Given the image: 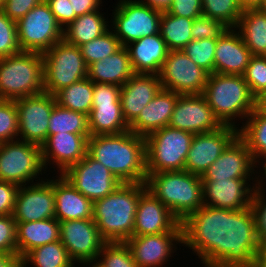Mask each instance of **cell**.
<instances>
[{"label":"cell","instance_id":"cell-1","mask_svg":"<svg viewBox=\"0 0 266 267\" xmlns=\"http://www.w3.org/2000/svg\"><path fill=\"white\" fill-rule=\"evenodd\" d=\"M183 247L203 267H254L259 247L251 207L242 210L203 205L182 222Z\"/></svg>","mask_w":266,"mask_h":267},{"label":"cell","instance_id":"cell-2","mask_svg":"<svg viewBox=\"0 0 266 267\" xmlns=\"http://www.w3.org/2000/svg\"><path fill=\"white\" fill-rule=\"evenodd\" d=\"M87 154L102 163L122 183H145V137L130 130L121 134L90 136Z\"/></svg>","mask_w":266,"mask_h":267},{"label":"cell","instance_id":"cell-3","mask_svg":"<svg viewBox=\"0 0 266 267\" xmlns=\"http://www.w3.org/2000/svg\"><path fill=\"white\" fill-rule=\"evenodd\" d=\"M145 183H121L112 193L93 202V220L106 242H125L133 236L135 215Z\"/></svg>","mask_w":266,"mask_h":267},{"label":"cell","instance_id":"cell-4","mask_svg":"<svg viewBox=\"0 0 266 267\" xmlns=\"http://www.w3.org/2000/svg\"><path fill=\"white\" fill-rule=\"evenodd\" d=\"M203 95L222 126L238 129L237 120H242L243 124L256 109L257 99L251 94L243 75L209 74Z\"/></svg>","mask_w":266,"mask_h":267},{"label":"cell","instance_id":"cell-5","mask_svg":"<svg viewBox=\"0 0 266 267\" xmlns=\"http://www.w3.org/2000/svg\"><path fill=\"white\" fill-rule=\"evenodd\" d=\"M145 184L181 223L204 205L201 177L185 170L147 174Z\"/></svg>","mask_w":266,"mask_h":267},{"label":"cell","instance_id":"cell-6","mask_svg":"<svg viewBox=\"0 0 266 267\" xmlns=\"http://www.w3.org/2000/svg\"><path fill=\"white\" fill-rule=\"evenodd\" d=\"M42 53L20 51L0 58V99L16 100L44 93Z\"/></svg>","mask_w":266,"mask_h":267},{"label":"cell","instance_id":"cell-7","mask_svg":"<svg viewBox=\"0 0 266 267\" xmlns=\"http://www.w3.org/2000/svg\"><path fill=\"white\" fill-rule=\"evenodd\" d=\"M193 133L165 126L145 137L146 173L182 171Z\"/></svg>","mask_w":266,"mask_h":267},{"label":"cell","instance_id":"cell-8","mask_svg":"<svg viewBox=\"0 0 266 267\" xmlns=\"http://www.w3.org/2000/svg\"><path fill=\"white\" fill-rule=\"evenodd\" d=\"M45 171L40 145L19 139L0 143V180L20 187L43 181Z\"/></svg>","mask_w":266,"mask_h":267},{"label":"cell","instance_id":"cell-9","mask_svg":"<svg viewBox=\"0 0 266 267\" xmlns=\"http://www.w3.org/2000/svg\"><path fill=\"white\" fill-rule=\"evenodd\" d=\"M44 92L55 95L62 88L87 77V65L78 46L64 40L42 53Z\"/></svg>","mask_w":266,"mask_h":267},{"label":"cell","instance_id":"cell-10","mask_svg":"<svg viewBox=\"0 0 266 267\" xmlns=\"http://www.w3.org/2000/svg\"><path fill=\"white\" fill-rule=\"evenodd\" d=\"M112 11L110 28L121 46L125 47L133 41L159 33L160 10L137 0H118Z\"/></svg>","mask_w":266,"mask_h":267},{"label":"cell","instance_id":"cell-11","mask_svg":"<svg viewBox=\"0 0 266 267\" xmlns=\"http://www.w3.org/2000/svg\"><path fill=\"white\" fill-rule=\"evenodd\" d=\"M16 24L21 51L44 53L63 40V28L45 0L20 18Z\"/></svg>","mask_w":266,"mask_h":267},{"label":"cell","instance_id":"cell-12","mask_svg":"<svg viewBox=\"0 0 266 267\" xmlns=\"http://www.w3.org/2000/svg\"><path fill=\"white\" fill-rule=\"evenodd\" d=\"M121 87L94 83L92 109L88 115L91 136L121 134L129 130L120 103Z\"/></svg>","mask_w":266,"mask_h":267},{"label":"cell","instance_id":"cell-13","mask_svg":"<svg viewBox=\"0 0 266 267\" xmlns=\"http://www.w3.org/2000/svg\"><path fill=\"white\" fill-rule=\"evenodd\" d=\"M208 76L183 50L169 51L159 73L161 87L179 95L203 94Z\"/></svg>","mask_w":266,"mask_h":267},{"label":"cell","instance_id":"cell-14","mask_svg":"<svg viewBox=\"0 0 266 267\" xmlns=\"http://www.w3.org/2000/svg\"><path fill=\"white\" fill-rule=\"evenodd\" d=\"M137 267H164L170 257L183 245V228L180 222L172 231L161 234L132 236L125 241Z\"/></svg>","mask_w":266,"mask_h":267},{"label":"cell","instance_id":"cell-15","mask_svg":"<svg viewBox=\"0 0 266 267\" xmlns=\"http://www.w3.org/2000/svg\"><path fill=\"white\" fill-rule=\"evenodd\" d=\"M61 175L92 202L109 195L122 183L108 168L88 154Z\"/></svg>","mask_w":266,"mask_h":267},{"label":"cell","instance_id":"cell-16","mask_svg":"<svg viewBox=\"0 0 266 267\" xmlns=\"http://www.w3.org/2000/svg\"><path fill=\"white\" fill-rule=\"evenodd\" d=\"M18 111L19 140L42 145L48 137L50 114L56 104L54 95L41 93L15 100Z\"/></svg>","mask_w":266,"mask_h":267},{"label":"cell","instance_id":"cell-17","mask_svg":"<svg viewBox=\"0 0 266 267\" xmlns=\"http://www.w3.org/2000/svg\"><path fill=\"white\" fill-rule=\"evenodd\" d=\"M59 224L60 241L77 267L86 261H97L106 241L93 219L68 220Z\"/></svg>","mask_w":266,"mask_h":267},{"label":"cell","instance_id":"cell-18","mask_svg":"<svg viewBox=\"0 0 266 267\" xmlns=\"http://www.w3.org/2000/svg\"><path fill=\"white\" fill-rule=\"evenodd\" d=\"M257 185L258 179L202 180L204 205L230 210L249 208Z\"/></svg>","mask_w":266,"mask_h":267},{"label":"cell","instance_id":"cell-19","mask_svg":"<svg viewBox=\"0 0 266 267\" xmlns=\"http://www.w3.org/2000/svg\"><path fill=\"white\" fill-rule=\"evenodd\" d=\"M238 136V129L222 126L218 130L195 134L192 139L184 170L200 177Z\"/></svg>","mask_w":266,"mask_h":267},{"label":"cell","instance_id":"cell-20","mask_svg":"<svg viewBox=\"0 0 266 267\" xmlns=\"http://www.w3.org/2000/svg\"><path fill=\"white\" fill-rule=\"evenodd\" d=\"M13 218L16 222H32L55 218L52 177L18 188Z\"/></svg>","mask_w":266,"mask_h":267},{"label":"cell","instance_id":"cell-21","mask_svg":"<svg viewBox=\"0 0 266 267\" xmlns=\"http://www.w3.org/2000/svg\"><path fill=\"white\" fill-rule=\"evenodd\" d=\"M169 126L193 134L207 133L222 127L203 94L180 95Z\"/></svg>","mask_w":266,"mask_h":267},{"label":"cell","instance_id":"cell-22","mask_svg":"<svg viewBox=\"0 0 266 267\" xmlns=\"http://www.w3.org/2000/svg\"><path fill=\"white\" fill-rule=\"evenodd\" d=\"M256 169L258 167L247 148V144L237 136L208 167L201 179H258Z\"/></svg>","mask_w":266,"mask_h":267},{"label":"cell","instance_id":"cell-23","mask_svg":"<svg viewBox=\"0 0 266 267\" xmlns=\"http://www.w3.org/2000/svg\"><path fill=\"white\" fill-rule=\"evenodd\" d=\"M90 134L57 133L47 137L41 145L42 160L46 172L51 164L57 174H63L70 166L78 163L87 154ZM47 168V169H46Z\"/></svg>","mask_w":266,"mask_h":267},{"label":"cell","instance_id":"cell-24","mask_svg":"<svg viewBox=\"0 0 266 267\" xmlns=\"http://www.w3.org/2000/svg\"><path fill=\"white\" fill-rule=\"evenodd\" d=\"M180 221L172 212L147 189L141 194L133 236L161 234L172 231Z\"/></svg>","mask_w":266,"mask_h":267},{"label":"cell","instance_id":"cell-25","mask_svg":"<svg viewBox=\"0 0 266 267\" xmlns=\"http://www.w3.org/2000/svg\"><path fill=\"white\" fill-rule=\"evenodd\" d=\"M162 89L159 75L134 74L121 86L120 103L124 120L130 125Z\"/></svg>","mask_w":266,"mask_h":267},{"label":"cell","instance_id":"cell-26","mask_svg":"<svg viewBox=\"0 0 266 267\" xmlns=\"http://www.w3.org/2000/svg\"><path fill=\"white\" fill-rule=\"evenodd\" d=\"M251 57L240 33L235 28H228L217 39L214 73L243 75Z\"/></svg>","mask_w":266,"mask_h":267},{"label":"cell","instance_id":"cell-27","mask_svg":"<svg viewBox=\"0 0 266 267\" xmlns=\"http://www.w3.org/2000/svg\"><path fill=\"white\" fill-rule=\"evenodd\" d=\"M55 218L59 221L92 219L93 202L76 190L62 175L52 177Z\"/></svg>","mask_w":266,"mask_h":267},{"label":"cell","instance_id":"cell-28","mask_svg":"<svg viewBox=\"0 0 266 267\" xmlns=\"http://www.w3.org/2000/svg\"><path fill=\"white\" fill-rule=\"evenodd\" d=\"M179 96L173 91L162 88L129 125V130L136 135L146 137L156 130L169 126Z\"/></svg>","mask_w":266,"mask_h":267},{"label":"cell","instance_id":"cell-29","mask_svg":"<svg viewBox=\"0 0 266 267\" xmlns=\"http://www.w3.org/2000/svg\"><path fill=\"white\" fill-rule=\"evenodd\" d=\"M125 47L134 74L159 75L169 52L160 33L143 37Z\"/></svg>","mask_w":266,"mask_h":267},{"label":"cell","instance_id":"cell-30","mask_svg":"<svg viewBox=\"0 0 266 267\" xmlns=\"http://www.w3.org/2000/svg\"><path fill=\"white\" fill-rule=\"evenodd\" d=\"M16 223L17 255L21 259L37 247L60 240V224L56 218Z\"/></svg>","mask_w":266,"mask_h":267},{"label":"cell","instance_id":"cell-31","mask_svg":"<svg viewBox=\"0 0 266 267\" xmlns=\"http://www.w3.org/2000/svg\"><path fill=\"white\" fill-rule=\"evenodd\" d=\"M133 75L129 53L124 46L101 61L90 64L87 68V77L93 83H107L121 87Z\"/></svg>","mask_w":266,"mask_h":267},{"label":"cell","instance_id":"cell-32","mask_svg":"<svg viewBox=\"0 0 266 267\" xmlns=\"http://www.w3.org/2000/svg\"><path fill=\"white\" fill-rule=\"evenodd\" d=\"M100 10L77 16L74 21L63 28V40L79 47L104 34L110 28V24L108 15L107 18L104 17Z\"/></svg>","mask_w":266,"mask_h":267},{"label":"cell","instance_id":"cell-33","mask_svg":"<svg viewBox=\"0 0 266 267\" xmlns=\"http://www.w3.org/2000/svg\"><path fill=\"white\" fill-rule=\"evenodd\" d=\"M235 29L252 56H266V14L258 8L244 9Z\"/></svg>","mask_w":266,"mask_h":267},{"label":"cell","instance_id":"cell-34","mask_svg":"<svg viewBox=\"0 0 266 267\" xmlns=\"http://www.w3.org/2000/svg\"><path fill=\"white\" fill-rule=\"evenodd\" d=\"M238 128V136L247 144L252 158L259 166L266 160V115L257 107Z\"/></svg>","mask_w":266,"mask_h":267},{"label":"cell","instance_id":"cell-35","mask_svg":"<svg viewBox=\"0 0 266 267\" xmlns=\"http://www.w3.org/2000/svg\"><path fill=\"white\" fill-rule=\"evenodd\" d=\"M31 263V264H30ZM76 267L60 240L29 251L21 259V267Z\"/></svg>","mask_w":266,"mask_h":267},{"label":"cell","instance_id":"cell-36","mask_svg":"<svg viewBox=\"0 0 266 267\" xmlns=\"http://www.w3.org/2000/svg\"><path fill=\"white\" fill-rule=\"evenodd\" d=\"M93 88L94 83L86 77L58 91L54 95L56 103L88 116L92 109Z\"/></svg>","mask_w":266,"mask_h":267},{"label":"cell","instance_id":"cell-37","mask_svg":"<svg viewBox=\"0 0 266 267\" xmlns=\"http://www.w3.org/2000/svg\"><path fill=\"white\" fill-rule=\"evenodd\" d=\"M194 19L162 12L159 33L169 51L182 50L191 40Z\"/></svg>","mask_w":266,"mask_h":267},{"label":"cell","instance_id":"cell-38","mask_svg":"<svg viewBox=\"0 0 266 267\" xmlns=\"http://www.w3.org/2000/svg\"><path fill=\"white\" fill-rule=\"evenodd\" d=\"M90 134L88 116L64 108L57 103L50 114L48 136L57 133Z\"/></svg>","mask_w":266,"mask_h":267},{"label":"cell","instance_id":"cell-39","mask_svg":"<svg viewBox=\"0 0 266 267\" xmlns=\"http://www.w3.org/2000/svg\"><path fill=\"white\" fill-rule=\"evenodd\" d=\"M119 39L111 28L104 34L79 46L87 67L97 61L114 54L121 48Z\"/></svg>","mask_w":266,"mask_h":267},{"label":"cell","instance_id":"cell-40","mask_svg":"<svg viewBox=\"0 0 266 267\" xmlns=\"http://www.w3.org/2000/svg\"><path fill=\"white\" fill-rule=\"evenodd\" d=\"M242 13L238 0H202V15L216 19L228 28H236Z\"/></svg>","mask_w":266,"mask_h":267},{"label":"cell","instance_id":"cell-41","mask_svg":"<svg viewBox=\"0 0 266 267\" xmlns=\"http://www.w3.org/2000/svg\"><path fill=\"white\" fill-rule=\"evenodd\" d=\"M216 44L217 39L191 40L182 50L196 65L212 74Z\"/></svg>","mask_w":266,"mask_h":267},{"label":"cell","instance_id":"cell-42","mask_svg":"<svg viewBox=\"0 0 266 267\" xmlns=\"http://www.w3.org/2000/svg\"><path fill=\"white\" fill-rule=\"evenodd\" d=\"M97 261L102 267H137L125 242H106Z\"/></svg>","mask_w":266,"mask_h":267},{"label":"cell","instance_id":"cell-43","mask_svg":"<svg viewBox=\"0 0 266 267\" xmlns=\"http://www.w3.org/2000/svg\"><path fill=\"white\" fill-rule=\"evenodd\" d=\"M18 121L15 100L0 99V143L19 139Z\"/></svg>","mask_w":266,"mask_h":267},{"label":"cell","instance_id":"cell-44","mask_svg":"<svg viewBox=\"0 0 266 267\" xmlns=\"http://www.w3.org/2000/svg\"><path fill=\"white\" fill-rule=\"evenodd\" d=\"M243 77L256 99L266 93V56H252Z\"/></svg>","mask_w":266,"mask_h":267},{"label":"cell","instance_id":"cell-45","mask_svg":"<svg viewBox=\"0 0 266 267\" xmlns=\"http://www.w3.org/2000/svg\"><path fill=\"white\" fill-rule=\"evenodd\" d=\"M20 51L16 21L11 20L0 10V58L11 56Z\"/></svg>","mask_w":266,"mask_h":267},{"label":"cell","instance_id":"cell-46","mask_svg":"<svg viewBox=\"0 0 266 267\" xmlns=\"http://www.w3.org/2000/svg\"><path fill=\"white\" fill-rule=\"evenodd\" d=\"M227 29L222 22L201 15L194 19L191 34L193 40L218 39Z\"/></svg>","mask_w":266,"mask_h":267},{"label":"cell","instance_id":"cell-47","mask_svg":"<svg viewBox=\"0 0 266 267\" xmlns=\"http://www.w3.org/2000/svg\"><path fill=\"white\" fill-rule=\"evenodd\" d=\"M266 189L257 185L251 203L254 214L257 236L260 242L266 241Z\"/></svg>","mask_w":266,"mask_h":267},{"label":"cell","instance_id":"cell-48","mask_svg":"<svg viewBox=\"0 0 266 267\" xmlns=\"http://www.w3.org/2000/svg\"><path fill=\"white\" fill-rule=\"evenodd\" d=\"M16 228L13 215L0 216V253H17Z\"/></svg>","mask_w":266,"mask_h":267},{"label":"cell","instance_id":"cell-49","mask_svg":"<svg viewBox=\"0 0 266 267\" xmlns=\"http://www.w3.org/2000/svg\"><path fill=\"white\" fill-rule=\"evenodd\" d=\"M166 12L174 16L196 19L202 15V0H173Z\"/></svg>","mask_w":266,"mask_h":267},{"label":"cell","instance_id":"cell-50","mask_svg":"<svg viewBox=\"0 0 266 267\" xmlns=\"http://www.w3.org/2000/svg\"><path fill=\"white\" fill-rule=\"evenodd\" d=\"M42 1L44 0H4L2 11L11 20L17 22Z\"/></svg>","mask_w":266,"mask_h":267},{"label":"cell","instance_id":"cell-51","mask_svg":"<svg viewBox=\"0 0 266 267\" xmlns=\"http://www.w3.org/2000/svg\"><path fill=\"white\" fill-rule=\"evenodd\" d=\"M18 186L0 180V216L13 215Z\"/></svg>","mask_w":266,"mask_h":267},{"label":"cell","instance_id":"cell-52","mask_svg":"<svg viewBox=\"0 0 266 267\" xmlns=\"http://www.w3.org/2000/svg\"><path fill=\"white\" fill-rule=\"evenodd\" d=\"M45 2L62 28L76 19V14H71L70 0H45Z\"/></svg>","mask_w":266,"mask_h":267},{"label":"cell","instance_id":"cell-53","mask_svg":"<svg viewBox=\"0 0 266 267\" xmlns=\"http://www.w3.org/2000/svg\"><path fill=\"white\" fill-rule=\"evenodd\" d=\"M102 0H70L71 14L81 16L102 9ZM101 6V7H100Z\"/></svg>","mask_w":266,"mask_h":267},{"label":"cell","instance_id":"cell-54","mask_svg":"<svg viewBox=\"0 0 266 267\" xmlns=\"http://www.w3.org/2000/svg\"><path fill=\"white\" fill-rule=\"evenodd\" d=\"M0 267H21L17 253H0Z\"/></svg>","mask_w":266,"mask_h":267},{"label":"cell","instance_id":"cell-55","mask_svg":"<svg viewBox=\"0 0 266 267\" xmlns=\"http://www.w3.org/2000/svg\"><path fill=\"white\" fill-rule=\"evenodd\" d=\"M137 1L142 4L148 5L151 8L164 12L168 10L173 0H137Z\"/></svg>","mask_w":266,"mask_h":267},{"label":"cell","instance_id":"cell-56","mask_svg":"<svg viewBox=\"0 0 266 267\" xmlns=\"http://www.w3.org/2000/svg\"><path fill=\"white\" fill-rule=\"evenodd\" d=\"M254 267H266V241L259 243Z\"/></svg>","mask_w":266,"mask_h":267},{"label":"cell","instance_id":"cell-57","mask_svg":"<svg viewBox=\"0 0 266 267\" xmlns=\"http://www.w3.org/2000/svg\"><path fill=\"white\" fill-rule=\"evenodd\" d=\"M257 170H258V184L266 189V160L259 166V168ZM261 170L263 172H261ZM261 175H262V177H261ZM263 176H265V177H263Z\"/></svg>","mask_w":266,"mask_h":267},{"label":"cell","instance_id":"cell-58","mask_svg":"<svg viewBox=\"0 0 266 267\" xmlns=\"http://www.w3.org/2000/svg\"><path fill=\"white\" fill-rule=\"evenodd\" d=\"M262 0H238L240 6L244 9L257 8Z\"/></svg>","mask_w":266,"mask_h":267},{"label":"cell","instance_id":"cell-59","mask_svg":"<svg viewBox=\"0 0 266 267\" xmlns=\"http://www.w3.org/2000/svg\"><path fill=\"white\" fill-rule=\"evenodd\" d=\"M256 107L264 114L266 115V93L261 95L256 100Z\"/></svg>","mask_w":266,"mask_h":267},{"label":"cell","instance_id":"cell-60","mask_svg":"<svg viewBox=\"0 0 266 267\" xmlns=\"http://www.w3.org/2000/svg\"><path fill=\"white\" fill-rule=\"evenodd\" d=\"M82 265H80L81 267H102L101 264L98 261H86L83 263H80ZM89 265V266H88Z\"/></svg>","mask_w":266,"mask_h":267},{"label":"cell","instance_id":"cell-61","mask_svg":"<svg viewBox=\"0 0 266 267\" xmlns=\"http://www.w3.org/2000/svg\"><path fill=\"white\" fill-rule=\"evenodd\" d=\"M261 12L266 14V0H262L259 6L257 7Z\"/></svg>","mask_w":266,"mask_h":267},{"label":"cell","instance_id":"cell-62","mask_svg":"<svg viewBox=\"0 0 266 267\" xmlns=\"http://www.w3.org/2000/svg\"><path fill=\"white\" fill-rule=\"evenodd\" d=\"M3 3H4V0H0V10H2L3 8Z\"/></svg>","mask_w":266,"mask_h":267}]
</instances>
